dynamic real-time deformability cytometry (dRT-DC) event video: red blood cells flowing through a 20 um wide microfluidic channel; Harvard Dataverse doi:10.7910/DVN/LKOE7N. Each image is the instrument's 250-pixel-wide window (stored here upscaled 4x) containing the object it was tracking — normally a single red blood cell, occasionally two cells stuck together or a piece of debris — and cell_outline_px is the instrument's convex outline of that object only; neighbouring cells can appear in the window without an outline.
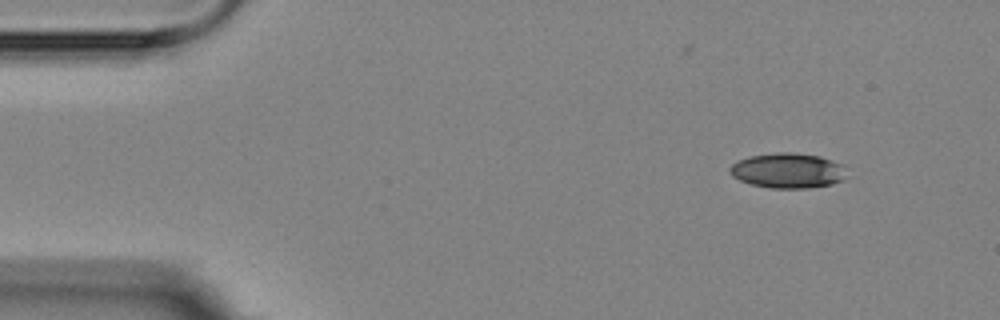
{"species": "Egyptian fruit bat (a non-hibernating species)", "species_latin": "Rousettus aegyptiacus", "temperature_condition": "room temperature", "stored_images_in_passage": 7, "camera_frame_rate_fps": 3000, "um_per_image_px": 0.085, "animal": {"sex": "female"}, "frame": {"image": 1, "passage_image": 1, "time_ms": 0.0, "image_size_px": [1000, 320], "cell_outline_px": [[844, 180], [832, 184], [808, 188], [768, 188], [752, 184], [740, 180], [732, 176], [728, 172], [728, 168], [732, 164], [748, 156], [776, 152], [792, 152], [820, 156], [844, 164]], "centroid_in_image_um": [66.95, 14.49], "position_along_channel_um": 18.0, "area_um2": 24.04}}
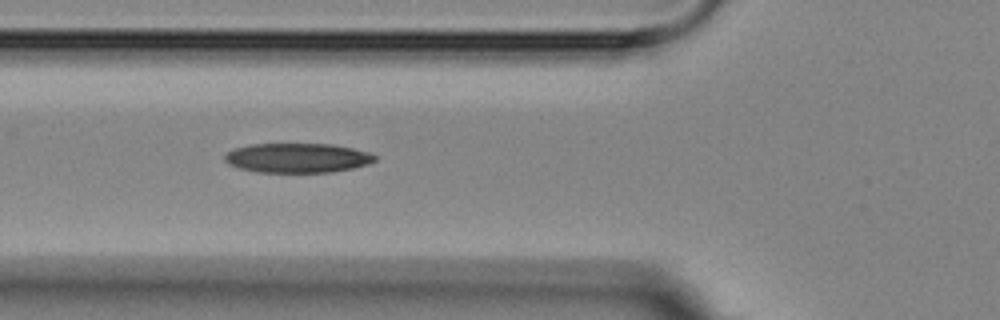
{"frame": {"image": 2, "passage_image": 4, "time_ms": 4.667, "image_size_px": [1000, 320], "cell_outline_px": [[376, 160], [368, 164], [352, 168], [332, 172], [256, 172], [240, 168], [228, 164], [224, 160], [224, 156], [232, 148], [252, 144], [332, 144], [352, 148], [368, 152], [376, 156]], "centroid_in_image_um": [25.26, 13.42], "position_along_channel_um": 100.5, "area_um2": 25.84}}
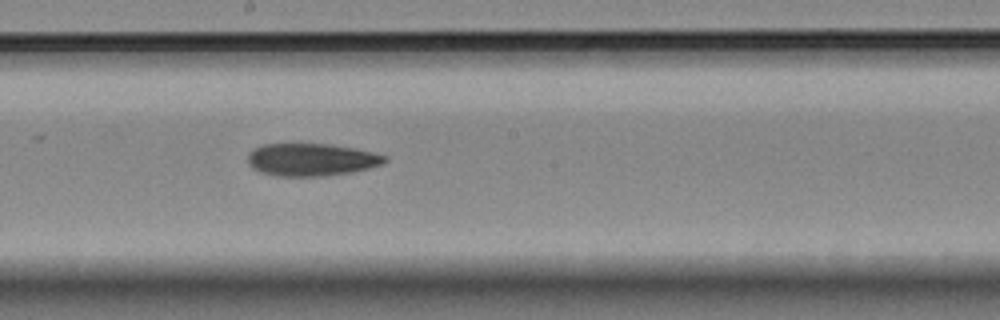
{"frame": {"image": 3, "passage_image": 7, "time_ms": 8.0, "image_size_px": [1000, 320], "cell_outline_px": [[388, 160], [380, 164], [368, 168], [352, 172], [324, 176], [276, 176], [260, 172], [252, 168], [248, 164], [248, 152], [252, 148], [264, 144], [332, 144], [356, 148], [388, 156]], "centroid_in_image_um": [26.44, 13.56], "position_along_channel_um": 221.8, "area_um2": 26.18}}